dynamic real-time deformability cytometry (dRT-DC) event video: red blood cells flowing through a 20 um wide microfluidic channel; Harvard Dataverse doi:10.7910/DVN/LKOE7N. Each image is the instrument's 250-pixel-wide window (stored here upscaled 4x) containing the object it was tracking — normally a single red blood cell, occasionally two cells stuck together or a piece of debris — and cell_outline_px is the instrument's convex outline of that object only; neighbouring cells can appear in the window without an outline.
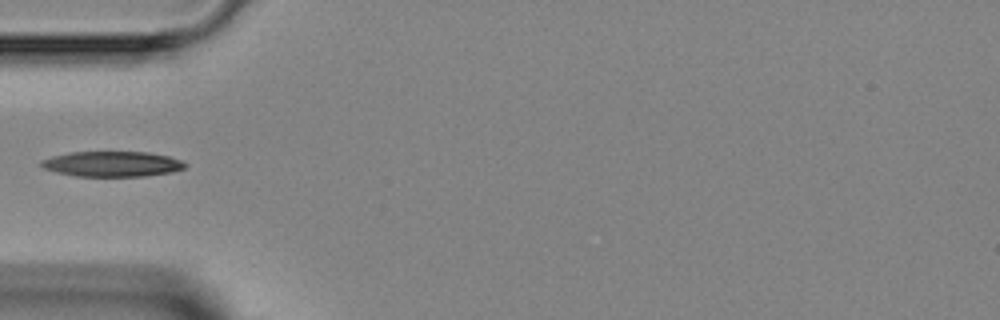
{"species": "Egyptian fruit bat (a non-hibernating species)", "species_latin": "Rousettus aegyptiacus", "temperature_condition": "room temperature", "stored_images_in_passage": 4, "camera_frame_rate_fps": 3000, "um_per_image_px": 0.085, "animal": {"sex": "female"}, "frame": {"image": 1, "passage_image": 3, "time_ms": 2.333, "image_size_px": [1000, 320], "cell_outline_px": [[188, 164], [184, 168], [172, 172], [144, 176], [76, 176], [56, 172], [44, 168], [40, 164], [40, 160], [52, 156], [68, 152], [148, 152], [168, 156], [184, 160]], "centroid_in_image_um": [9.55, 13.93], "position_along_channel_um": 75.4, "area_um2": 21.33}}
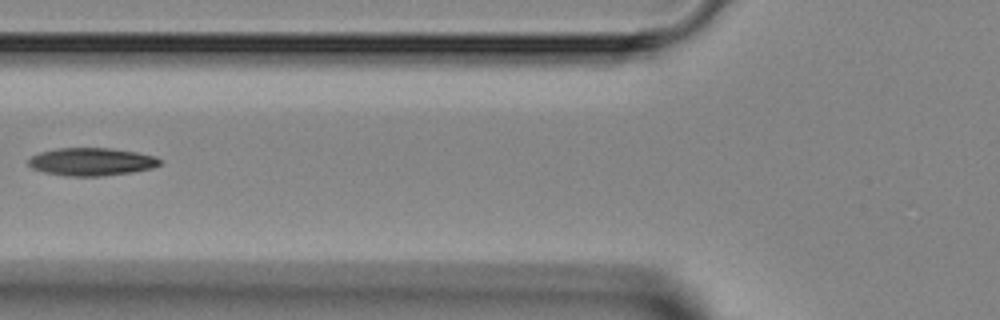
{"frame": {"image": 2, "passage_image": 4, "time_ms": 3.333, "image_size_px": [1000, 320], "cell_outline_px": [[160, 164], [152, 168], [132, 172], [100, 176], [68, 176], [44, 172], [32, 168], [28, 164], [28, 160], [32, 156], [40, 152], [56, 148], [112, 148], [136, 152], [156, 156], [160, 160]], "centroid_in_image_um": [7.77, 13.74], "position_along_channel_um": 118.0, "area_um2": 21.27}}